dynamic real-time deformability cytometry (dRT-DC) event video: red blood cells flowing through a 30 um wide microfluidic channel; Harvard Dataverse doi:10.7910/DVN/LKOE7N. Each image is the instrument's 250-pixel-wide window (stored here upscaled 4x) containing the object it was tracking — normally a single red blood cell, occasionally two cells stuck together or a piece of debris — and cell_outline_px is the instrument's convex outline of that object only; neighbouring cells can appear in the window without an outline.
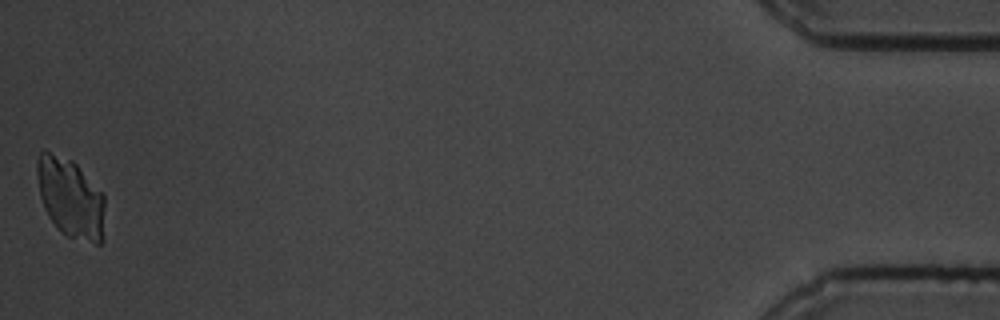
{"species": "common noctule bat (a hibernating species)", "species_latin": "Nyctalus noctula", "temperature_condition": "cold", "stored_images_in_passage": 41, "camera_frame_rate_fps": 3000, "um_per_image_px": 0.085, "animal": {"sex": "male", "body_mass_g": 19.5, "forearm_length_mm": 54.6}, "frame": {"image": 1, "passage_image": 41, "time_ms": 13.333, "image_size_px": [1000, 320], "cell_outline_px": [[104, 240], [100, 244], [96, 244], [68, 236], [60, 232], [48, 216], [44, 208], [40, 196], [36, 172], [36, 160], [40, 152], [44, 148], [72, 160], [104, 192]], "centroid_in_image_um": [6.0, 16.8], "position_along_channel_um": 429.2, "area_um2": 32.14}}